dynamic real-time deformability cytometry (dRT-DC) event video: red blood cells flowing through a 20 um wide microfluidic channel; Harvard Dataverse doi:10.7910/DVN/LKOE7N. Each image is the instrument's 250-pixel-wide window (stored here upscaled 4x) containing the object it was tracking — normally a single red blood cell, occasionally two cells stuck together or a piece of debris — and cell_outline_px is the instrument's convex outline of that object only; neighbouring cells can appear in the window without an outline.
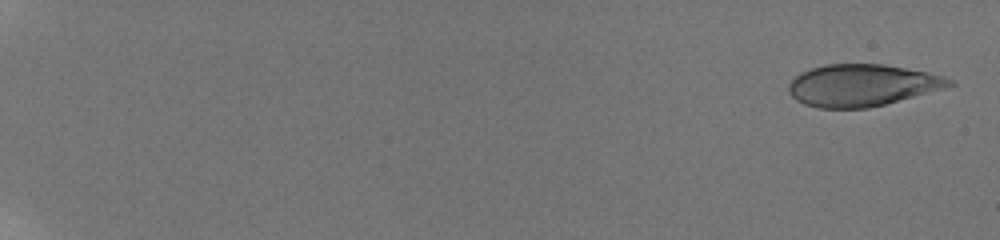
{"species": "human", "species_latin": "Homo sapiens", "temperature_condition": "room temperature", "stored_images_in_passage": 16, "camera_frame_rate_fps": 3000, "um_per_image_px": 0.085, "donor": {"sex": "male"}, "frame": {"image": 1, "passage_image": 1, "time_ms": 0.0, "image_size_px": [1000, 240], "cell_outline_px": [[956, 84], [944, 88], [884, 104], [868, 108], [816, 108], [804, 104], [796, 100], [788, 92], [788, 84], [800, 72], [824, 64], [884, 64], [944, 76], [952, 80]], "centroid_in_image_um": [73.22, 7.25], "position_along_channel_um": 11.8, "area_um2": 39.02}}